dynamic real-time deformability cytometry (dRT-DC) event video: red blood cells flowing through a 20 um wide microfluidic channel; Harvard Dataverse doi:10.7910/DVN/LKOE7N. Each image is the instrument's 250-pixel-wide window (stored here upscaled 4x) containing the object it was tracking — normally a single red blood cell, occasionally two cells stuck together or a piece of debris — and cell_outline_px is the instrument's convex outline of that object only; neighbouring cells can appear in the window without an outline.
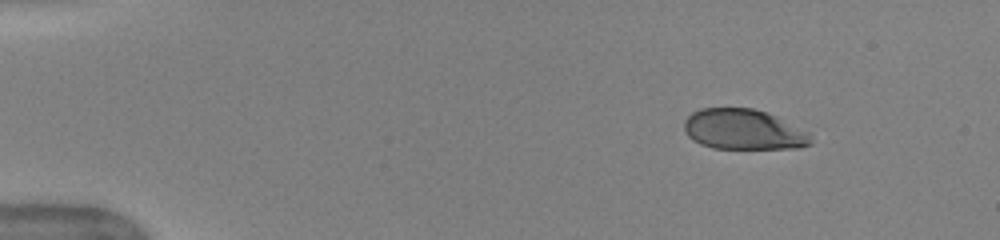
{"species": "human", "species_latin": "Homo sapiens", "temperature_condition": "warm", "stored_images_in_passage": 45, "camera_frame_rate_fps": 3000, "um_per_image_px": 0.085, "donor": {"sex": "female"}, "frame": {"image": 1, "passage_image": 1, "time_ms": 0.0, "image_size_px": [1000, 240], "cell_outline_px": [[812, 144], [800, 148], [712, 148], [700, 144], [692, 140], [684, 132], [684, 120], [692, 112], [700, 108], [752, 108], [768, 112], [808, 132], [812, 140]], "centroid_in_image_um": [63.17, 11.01], "position_along_channel_um": 21.8, "area_um2": 29.94}}
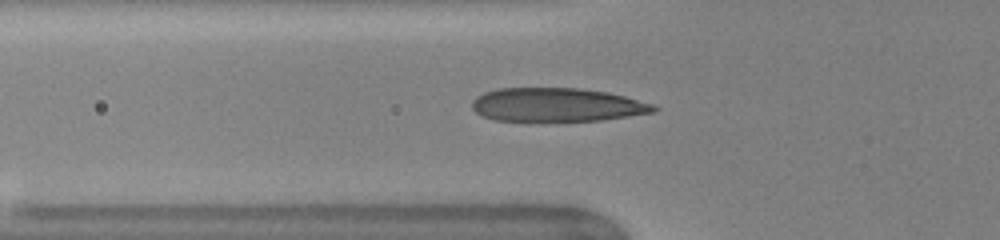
{"frame": {"image": 2, "passage_image": 13, "time_ms": 4.0, "image_size_px": [1000, 240], "cell_outline_px": [[660, 108], [656, 112], [600, 120], [492, 120], [476, 112], [472, 108], [472, 100], [476, 96], [484, 92], [500, 88], [580, 88], [608, 92], [624, 96], [652, 104]], "centroid_in_image_um": [47.33, 8.89], "position_along_channel_um": 78.5, "area_um2": 35.37}}
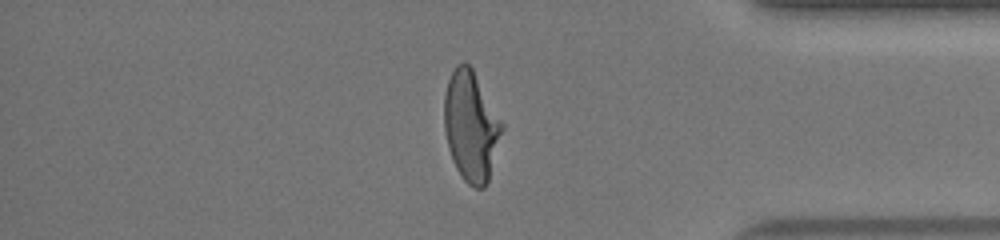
{"frame": {"image": 3, "passage_image": 38, "time_ms": 12.333, "image_size_px": [1000, 240], "cell_outline_px": [[504, 128], [488, 180], [484, 188], [472, 188], [464, 180], [456, 168], [452, 160], [448, 148], [444, 128], [444, 96], [448, 80], [456, 64], [464, 60], [472, 68], [504, 124]], "centroid_in_image_um": [40.03, 10.72], "position_along_channel_um": 395.2, "area_um2": 37.11}, "authors_computed_cell_mechanics": {"area_um2": 36.0672, "velocity_mm_per_s": 4.0104, "shape_relaxation_time_tau1_ms": 3.4093, "shape_relaxation_time_tau2_ms": null, "deformation_change_tau1": 0.2125, "deformation_change_tau2": null}}